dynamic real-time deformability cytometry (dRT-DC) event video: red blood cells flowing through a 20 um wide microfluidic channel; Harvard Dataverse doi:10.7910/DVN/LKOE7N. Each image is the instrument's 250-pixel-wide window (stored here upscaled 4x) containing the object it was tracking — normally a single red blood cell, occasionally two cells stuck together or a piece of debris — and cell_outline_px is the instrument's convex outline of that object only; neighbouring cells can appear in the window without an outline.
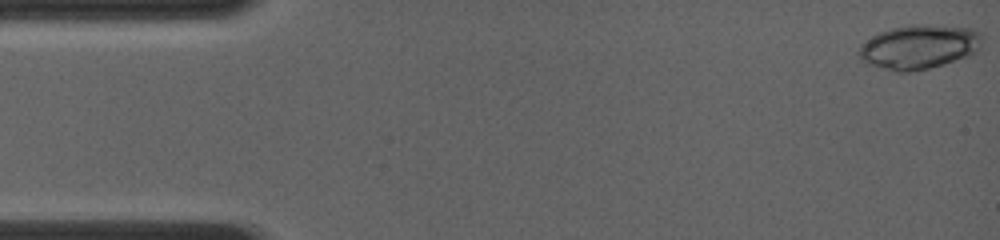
{"species": "common noctule bat (a hibernating species)", "species_latin": "Nyctalus noctula", "temperature_condition": "room temperature", "stored_images_in_passage": 16, "camera_frame_rate_fps": 4000, "um_per_image_px": 0.085, "animal": {"sex": "female", "body_mass_g": 19.0, "forearm_length_mm": 56.7}, "frame": {"image": 1, "passage_image": 1, "time_ms": 0.0, "image_size_px": [1000, 240], "cell_outline_px": [[980, 48], [976, 52], [968, 56], [944, 64], [928, 68], [908, 72], [896, 72], [868, 64], [860, 60], [860, 44], [872, 36], [880, 32], [892, 28], [912, 24], [928, 24], [972, 28], [980, 32]], "centroid_in_image_um": [78.11, 3.98], "position_along_channel_um": 6.9, "area_um2": 31.73}}
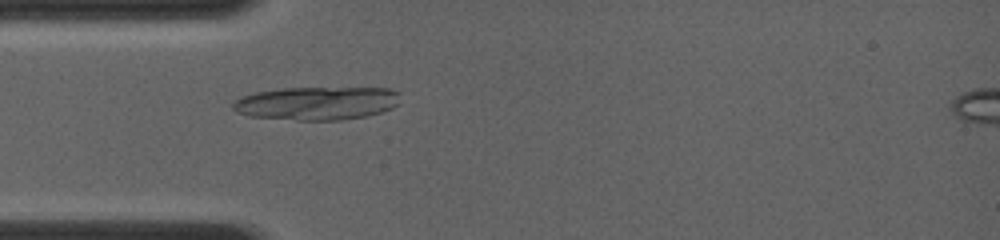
{"frame": {"image": 2, "passage_image": 16, "time_ms": 4.0, "image_size_px": [1000, 240], "cell_outline_px": [[400, 92], [396, 104], [392, 108], [368, 116], [340, 120], [296, 120], [248, 116], [232, 108], [232, 104], [236, 100], [244, 96], [256, 92], [280, 88], [392, 88]], "centroid_in_image_um": [26.95, 8.77], "position_along_channel_um": 58.0, "area_um2": 32.43}}